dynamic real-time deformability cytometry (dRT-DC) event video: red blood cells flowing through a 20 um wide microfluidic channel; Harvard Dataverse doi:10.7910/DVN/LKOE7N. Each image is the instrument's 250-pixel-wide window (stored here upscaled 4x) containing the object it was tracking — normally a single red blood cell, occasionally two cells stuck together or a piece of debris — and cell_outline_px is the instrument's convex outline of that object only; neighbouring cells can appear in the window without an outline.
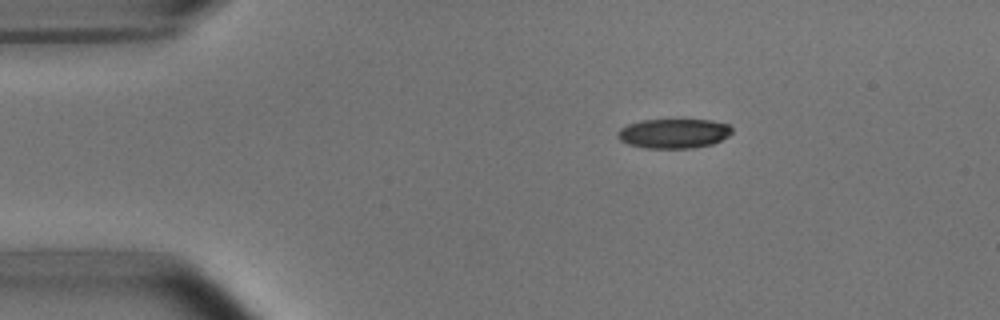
{"species": "common noctule bat (a hibernating species)", "species_latin": "Nyctalus noctula", "temperature_condition": "room temperature", "stored_images_in_passage": 4, "camera_frame_rate_fps": 3000, "um_per_image_px": 0.085, "animal": {"sex": "male", "body_mass_g": 15.6}, "frame": {"image": 1, "passage_image": 1, "time_ms": 0.0, "image_size_px": [1000, 320], "cell_outline_px": [[732, 132], [728, 136], [712, 144], [692, 148], [644, 148], [628, 144], [620, 140], [616, 136], [616, 132], [620, 128], [628, 124], [640, 120], [712, 120], [728, 124], [732, 128]], "centroid_in_image_um": [57.24, 11.34], "position_along_channel_um": 27.8, "area_um2": 19.77}}
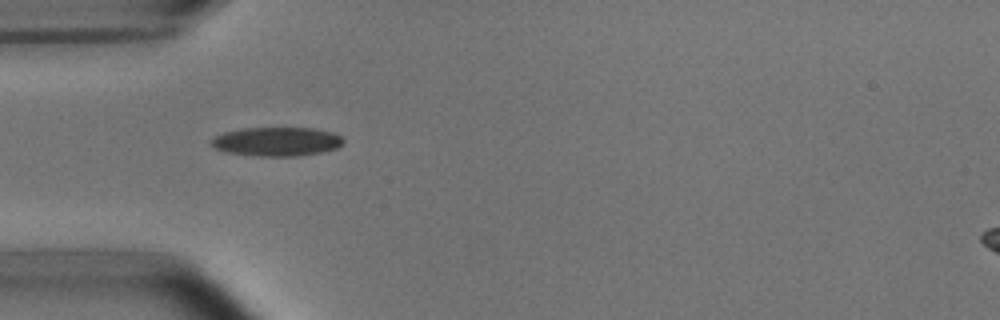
{"frame": {"image": 2, "passage_image": 3, "time_ms": 2.333, "image_size_px": [1000, 320], "cell_outline_px": [[344, 144], [336, 148], [320, 152], [296, 156], [260, 156], [228, 152], [216, 148], [208, 144], [216, 136], [224, 132], [244, 128], [316, 128], [332, 132], [340, 136], [344, 140]], "centroid_in_image_um": [23.54, 12.03], "position_along_channel_um": 61.5, "area_um2": 22.14}}